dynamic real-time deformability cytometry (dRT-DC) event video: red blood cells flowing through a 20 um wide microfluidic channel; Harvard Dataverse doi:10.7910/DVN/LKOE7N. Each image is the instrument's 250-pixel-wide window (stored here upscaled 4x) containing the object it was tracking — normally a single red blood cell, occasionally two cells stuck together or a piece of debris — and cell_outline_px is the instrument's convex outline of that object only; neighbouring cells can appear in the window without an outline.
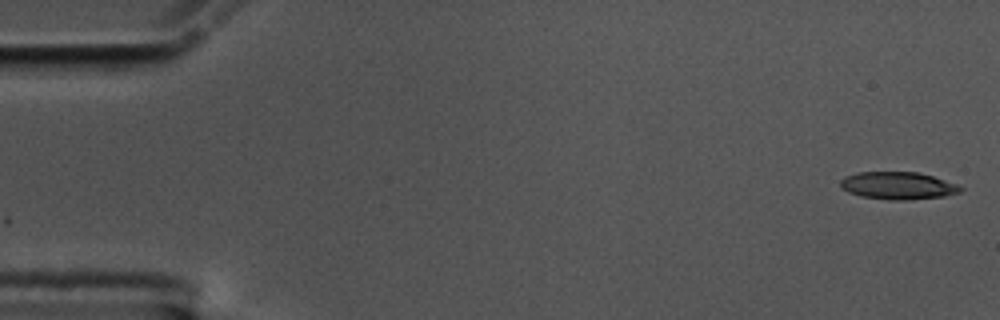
{"species": "common noctule bat (a hibernating species)", "species_latin": "Nyctalus noctula", "temperature_condition": "cold", "stored_images_in_passage": 56, "camera_frame_rate_fps": 3000, "um_per_image_px": 0.085, "animal": {"sex": "male", "body_mass_g": 17.5, "forearm_length_mm": 52.3}, "frame": {"image": 1, "passage_image": 1, "time_ms": 0.0, "image_size_px": [1000, 320], "cell_outline_px": [[964, 188], [960, 192], [944, 196], [904, 200], [888, 200], [860, 196], [848, 192], [840, 188], [840, 180], [844, 176], [856, 172], [920, 172], [956, 184]], "centroid_in_image_um": [76.27, 15.77], "position_along_channel_um": 8.7, "area_um2": 19.31}}
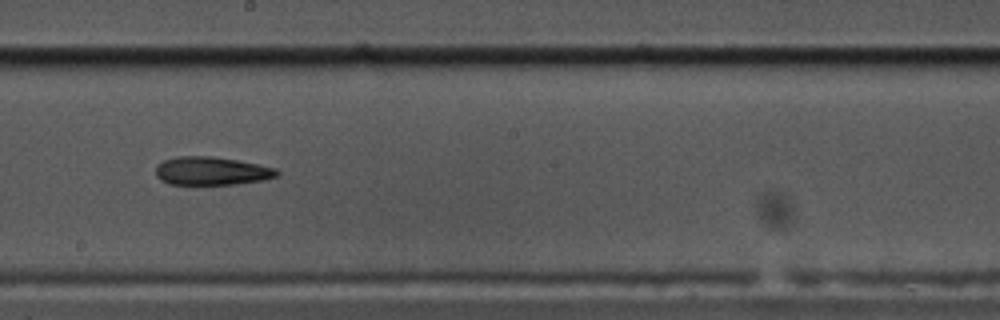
{"frame": {"image": 2, "passage_image": 31, "time_ms": 10.0, "image_size_px": [1000, 320], "cell_outline_px": [[280, 172], [276, 176], [264, 180], [232, 184], [168, 184], [160, 180], [156, 176], [156, 164], [164, 160], [176, 156], [212, 156], [236, 160], [276, 168]], "centroid_in_image_um": [17.94, 14.53], "position_along_channel_um": 230.3, "area_um2": 19.94}}
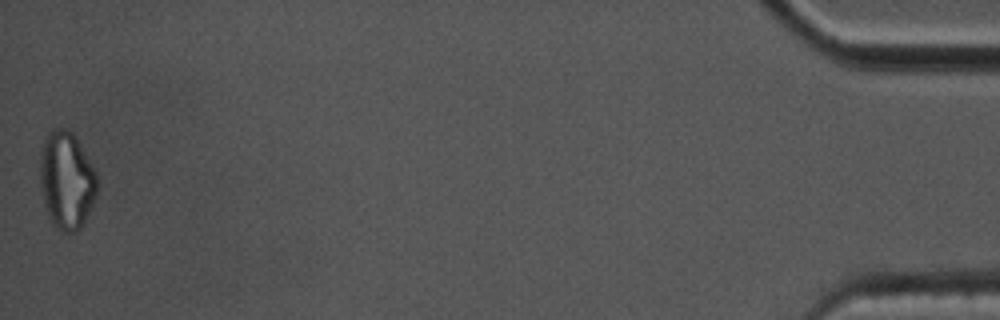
{"frame": {"image": 3, "passage_image": 56, "time_ms": 18.333, "image_size_px": [1000, 320], "cell_outline_px": [[96, 196], [84, 224], [76, 232], [64, 232], [52, 224], [48, 216], [44, 204], [40, 184], [40, 160], [44, 140], [48, 132], [52, 128], [68, 128], [76, 136], [96, 172]], "centroid_in_image_um": [5.65, 15.32], "position_along_channel_um": 429.5, "area_um2": 32.6}, "authors_computed_cell_mechanics": {"area_um2": 20.2878, "velocity_mm_per_s": 3.5419, "shape_relaxation_time_tau1_ms": null, "shape_relaxation_time_tau2_ms": 8.2971, "deformation_change_tau1": null, "deformation_change_tau2": 0.2379}}